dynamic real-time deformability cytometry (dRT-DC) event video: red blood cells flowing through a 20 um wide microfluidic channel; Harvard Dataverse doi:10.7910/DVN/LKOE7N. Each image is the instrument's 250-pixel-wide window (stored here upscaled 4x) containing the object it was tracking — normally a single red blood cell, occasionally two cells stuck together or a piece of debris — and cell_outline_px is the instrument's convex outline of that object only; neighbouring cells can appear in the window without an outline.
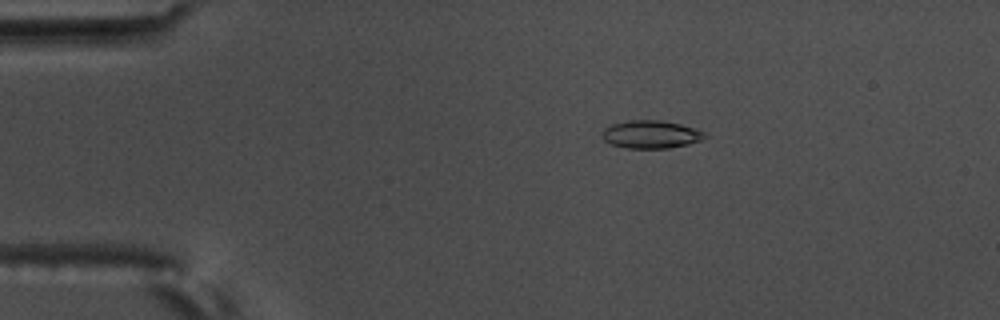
{"species": "common noctule bat (a hibernating species)", "species_latin": "Nyctalus noctula", "temperature_condition": "warm", "stored_images_in_passage": 4, "camera_frame_rate_fps": 3000, "um_per_image_px": 0.085, "animal": {"sex": "male", "body_mass_g": 17.5, "forearm_length_mm": 52.3}, "frame": {"image": 1, "passage_image": 1, "time_ms": 0.0, "image_size_px": [1000, 320], "cell_outline_px": [[708, 136], [700, 140], [688, 144], [668, 148], [628, 148], [612, 144], [604, 140], [600, 136], [600, 132], [604, 128], [612, 124], [628, 120], [660, 120], [680, 124], [696, 128], [704, 132]], "centroid_in_image_um": [55.3, 11.41], "position_along_channel_um": 29.7, "area_um2": 16.76}}